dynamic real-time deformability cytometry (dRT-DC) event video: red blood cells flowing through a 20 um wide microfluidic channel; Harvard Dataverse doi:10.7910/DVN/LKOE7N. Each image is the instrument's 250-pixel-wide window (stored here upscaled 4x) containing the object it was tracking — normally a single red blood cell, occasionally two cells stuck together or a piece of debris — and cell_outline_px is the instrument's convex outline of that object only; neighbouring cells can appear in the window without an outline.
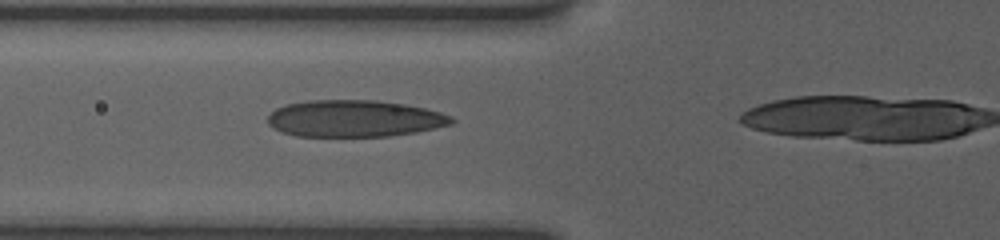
{"species": "human", "species_latin": "Homo sapiens", "temperature_condition": "room temperature", "stored_images_in_passage": 11, "camera_frame_rate_fps": 3000, "um_per_image_px": 0.085, "donor": {"sex": "female"}, "frame": {"image": 1, "passage_image": 7, "time_ms": 5.0, "image_size_px": [1000, 240], "cell_outline_px": [[456, 120], [452, 124], [416, 132], [392, 136], [296, 136], [272, 128], [268, 124], [268, 116], [276, 108], [284, 104], [308, 100], [376, 100], [404, 104], [424, 108], [440, 112], [452, 116]], "centroid_in_image_um": [30.12, 10.07], "position_along_channel_um": 95.7, "area_um2": 39.54}}
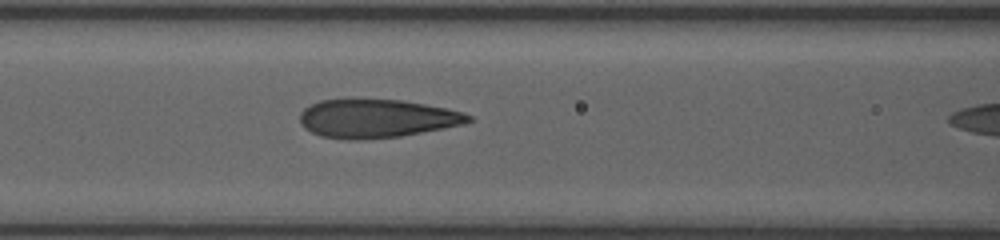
{"frame": {"image": 2, "passage_image": 10, "time_ms": 6.0, "image_size_px": [1000, 240], "cell_outline_px": [[472, 120], [464, 124], [444, 128], [400, 136], [360, 140], [356, 140], [320, 136], [304, 128], [300, 124], [300, 112], [304, 108], [320, 100], [404, 100], [464, 112], [472, 116]], "centroid_in_image_um": [32.01, 10.08], "position_along_channel_um": 134.6, "area_um2": 37.51}}